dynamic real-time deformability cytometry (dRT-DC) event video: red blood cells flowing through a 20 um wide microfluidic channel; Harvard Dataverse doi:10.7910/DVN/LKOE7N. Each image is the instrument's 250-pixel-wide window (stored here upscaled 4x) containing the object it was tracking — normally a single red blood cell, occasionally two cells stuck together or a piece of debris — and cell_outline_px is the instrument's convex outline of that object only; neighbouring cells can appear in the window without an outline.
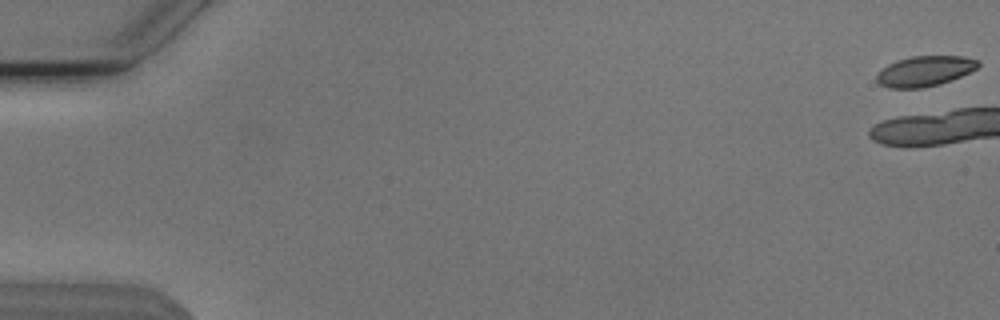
{"species": "Egyptian fruit bat (a non-hibernating species)", "species_latin": "Rousettus aegyptiacus", "temperature_condition": "cold", "stored_images_in_passage": 6, "camera_frame_rate_fps": 3000, "um_per_image_px": 0.085, "animal": {"sex": "male"}, "frame": {"image": 1, "passage_image": 1, "time_ms": 0.0, "image_size_px": [1000, 320], "cell_outline_px": [[980, 64], [976, 68], [952, 80], [940, 84], [924, 88], [888, 88], [880, 84], [876, 80], [876, 76], [888, 64], [896, 60], [912, 56], [964, 56], [980, 60]], "centroid_in_image_um": [78.62, 6.04], "position_along_channel_um": 6.4, "area_um2": 17.92}}